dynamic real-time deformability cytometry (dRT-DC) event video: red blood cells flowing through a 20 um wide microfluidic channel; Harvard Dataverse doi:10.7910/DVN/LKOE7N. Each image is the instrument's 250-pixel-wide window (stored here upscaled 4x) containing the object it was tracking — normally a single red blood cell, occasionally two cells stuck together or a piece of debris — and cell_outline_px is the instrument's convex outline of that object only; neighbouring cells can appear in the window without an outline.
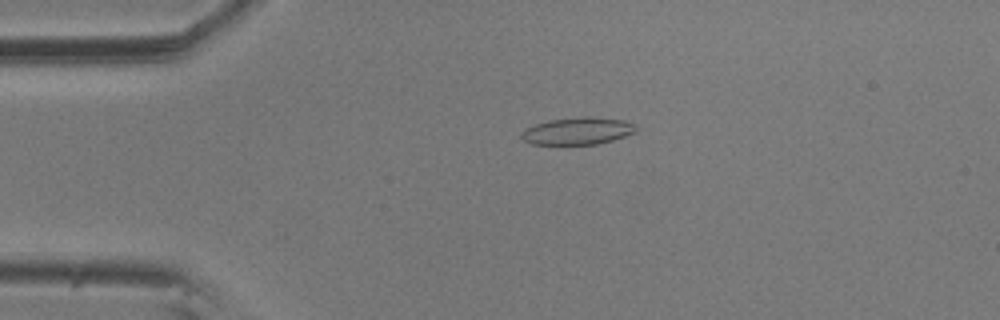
{"species": "common noctule bat (a hibernating species)", "species_latin": "Nyctalus noctula", "temperature_condition": "room temperature", "stored_images_in_passage": 2, "camera_frame_rate_fps": 3000, "um_per_image_px": 0.085, "animal": {"sex": "male", "body_mass_g": 20.5, "forearm_length_mm": 52.5}, "frame": {"image": 1, "passage_image": 1, "time_ms": 0.0, "image_size_px": [1000, 320], "cell_outline_px": [[640, 128], [636, 132], [612, 140], [596, 144], [532, 144], [524, 140], [520, 136], [520, 132], [524, 128], [548, 120], [584, 116], [588, 116], [624, 120], [636, 124]], "centroid_in_image_um": [49.12, 11.12], "position_along_channel_um": 35.9, "area_um2": 18.32}}